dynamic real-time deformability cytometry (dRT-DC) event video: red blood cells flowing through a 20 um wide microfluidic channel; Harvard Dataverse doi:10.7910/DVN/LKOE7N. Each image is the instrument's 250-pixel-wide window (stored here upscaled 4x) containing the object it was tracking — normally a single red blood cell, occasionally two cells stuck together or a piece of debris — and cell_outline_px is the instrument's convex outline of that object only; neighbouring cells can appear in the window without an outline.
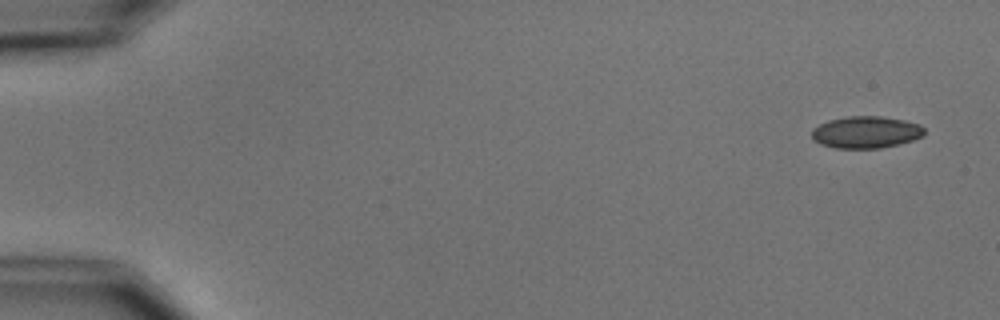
{"species": "common noctule bat (a hibernating species)", "species_latin": "Nyctalus noctula", "temperature_condition": "cold", "stored_images_in_passage": 4, "camera_frame_rate_fps": 3000, "um_per_image_px": 0.085, "animal": {"sex": "male", "body_mass_g": 15.6}, "frame": {"image": 1, "passage_image": 1, "time_ms": 0.0, "image_size_px": [1000, 320], "cell_outline_px": [[924, 136], [912, 140], [880, 148], [836, 148], [820, 144], [812, 140], [812, 128], [828, 120], [848, 116], [880, 116], [904, 120], [920, 124], [924, 128]], "centroid_in_image_um": [73.59, 11.23], "position_along_channel_um": 11.4, "area_um2": 20.98}}
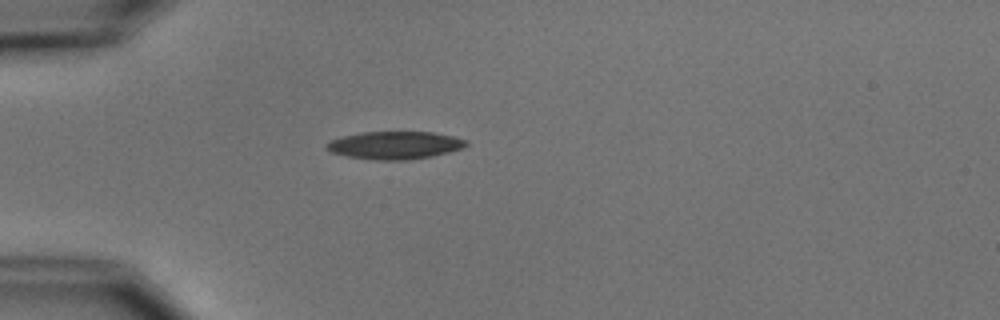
{"frame": {"image": 2, "passage_image": 4, "time_ms": 4.333, "image_size_px": [1000, 320], "cell_outline_px": [[468, 144], [460, 148], [448, 152], [432, 156], [408, 160], [372, 160], [348, 156], [332, 152], [324, 148], [324, 144], [340, 136], [364, 132], [432, 132], [452, 136], [468, 140]], "centroid_in_image_um": [33.52, 12.34], "position_along_channel_um": 51.5, "area_um2": 22.54}}